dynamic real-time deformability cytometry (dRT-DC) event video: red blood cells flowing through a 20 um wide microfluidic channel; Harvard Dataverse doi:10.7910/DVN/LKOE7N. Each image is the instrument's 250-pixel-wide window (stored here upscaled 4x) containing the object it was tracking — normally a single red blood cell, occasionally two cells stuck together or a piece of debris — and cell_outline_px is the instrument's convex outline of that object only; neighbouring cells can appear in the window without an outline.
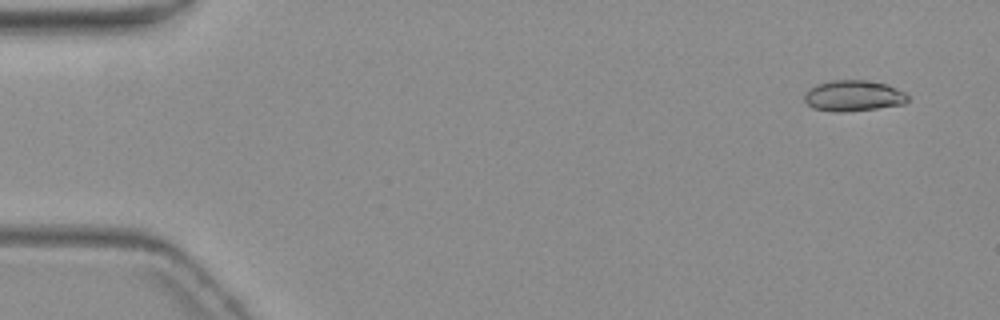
{"species": "common noctule bat (a hibernating species)", "species_latin": "Nyctalus noctula", "temperature_condition": "warm", "stored_images_in_passage": 9, "camera_frame_rate_fps": 3000, "um_per_image_px": 0.085, "animal": {"sex": "female", "body_mass_g": 19.3, "forearm_length_mm": 54.1}, "frame": {"image": 1, "passage_image": 1, "time_ms": 0.0, "image_size_px": [1000, 320], "cell_outline_px": [[908, 100], [904, 104], [876, 108], [844, 112], [836, 112], [812, 108], [804, 100], [804, 92], [816, 84], [832, 80], [864, 80], [884, 84], [904, 92], [908, 96]], "centroid_in_image_um": [72.49, 8.15], "position_along_channel_um": 12.5, "area_um2": 18.5}}
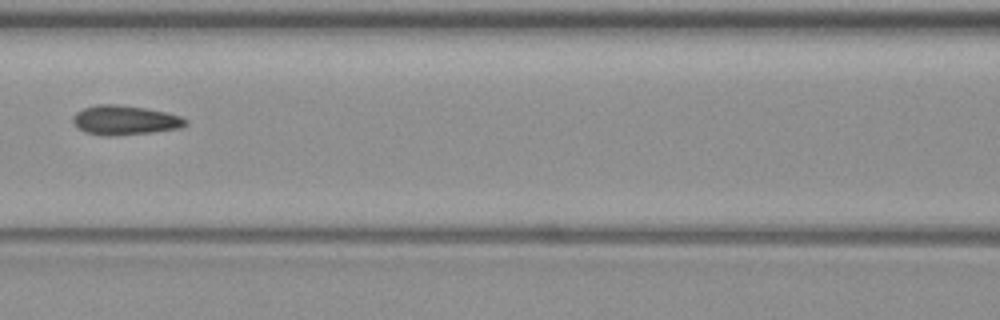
{"frame": {"image": 2, "passage_image": 6, "time_ms": 7.333, "image_size_px": [1000, 320], "cell_outline_px": [[188, 124], [180, 128], [152, 132], [112, 136], [108, 136], [84, 132], [72, 120], [76, 112], [84, 108], [96, 104], [116, 104], [144, 108], [164, 112], [180, 116], [188, 120]], "centroid_in_image_um": [10.63, 10.21], "position_along_channel_um": 156.0, "area_um2": 19.13}}
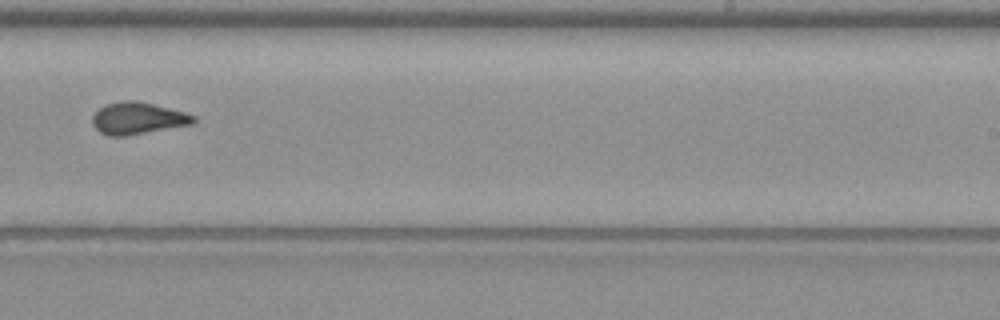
{"frame": {"image": 3, "passage_image": 9, "time_ms": 10.667, "image_size_px": [1000, 320], "cell_outline_px": [[196, 120], [192, 124], [128, 136], [108, 136], [100, 132], [92, 124], [92, 116], [104, 104], [124, 100], [136, 100], [184, 112], [196, 116]], "centroid_in_image_um": [11.69, 10.06], "position_along_channel_um": 277.3, "area_um2": 18.84}}